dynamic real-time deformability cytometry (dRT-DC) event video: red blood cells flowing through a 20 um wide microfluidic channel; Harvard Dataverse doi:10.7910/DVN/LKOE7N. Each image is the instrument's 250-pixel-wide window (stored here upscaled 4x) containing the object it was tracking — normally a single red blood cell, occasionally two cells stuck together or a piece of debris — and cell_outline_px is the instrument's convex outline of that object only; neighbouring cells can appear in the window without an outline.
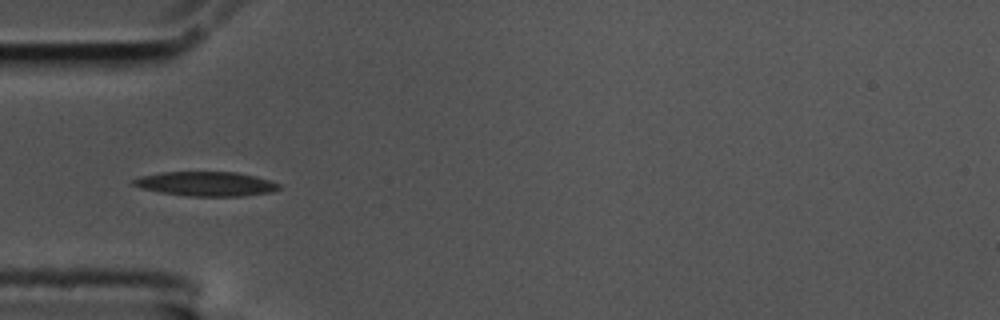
{"species": "common noctule bat (a hibernating species)", "species_latin": "Nyctalus noctula", "temperature_condition": "cold", "stored_images_in_passage": 5, "camera_frame_rate_fps": 3000, "um_per_image_px": 0.085, "animal": {"sex": "male", "body_mass_g": 17.5, "forearm_length_mm": 52.3}, "frame": {"image": 1, "passage_image": 2, "time_ms": 0.333, "image_size_px": [1000, 320], "cell_outline_px": [[280, 188], [272, 192], [244, 196], [188, 196], [160, 192], [140, 188], [132, 184], [132, 180], [140, 176], [160, 172], [236, 172], [256, 176], [280, 184]], "centroid_in_image_um": [17.5, 15.63], "position_along_channel_um": 67.5, "area_um2": 20.75}}
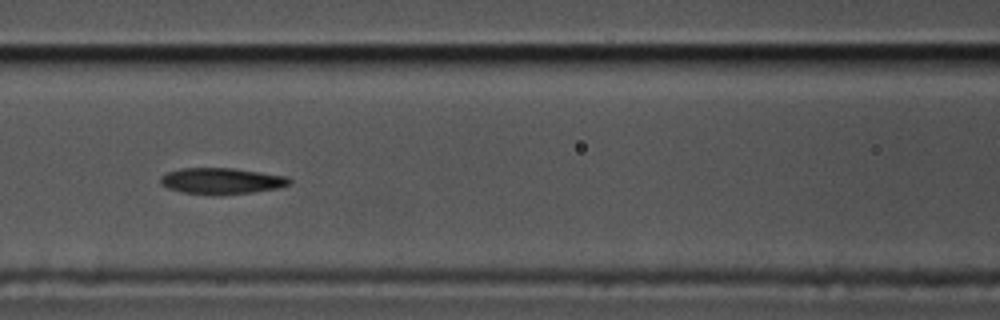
{"frame": {"image": 2, "passage_image": 4, "time_ms": 1.0, "image_size_px": [1000, 320], "cell_outline_px": [[292, 184], [280, 188], [252, 192], [216, 196], [184, 192], [168, 188], [160, 184], [160, 176], [168, 172], [180, 168], [232, 168], [288, 176], [292, 180]], "centroid_in_image_um": [18.86, 15.39], "position_along_channel_um": 147.7, "area_um2": 19.94}}
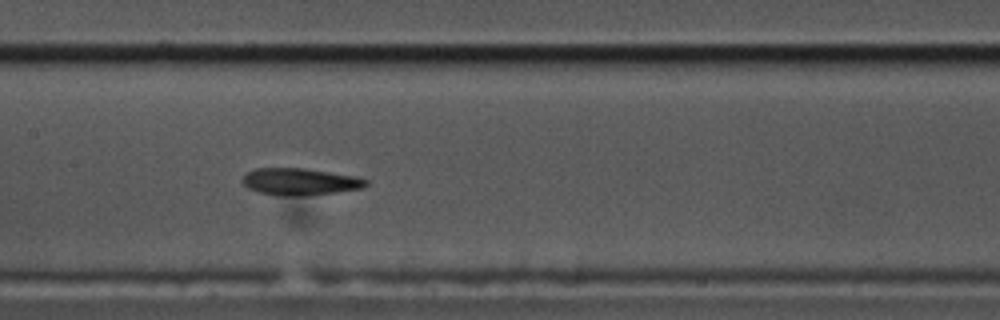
{"frame": {"image": 3, "passage_image": 5, "time_ms": 1.333, "image_size_px": [1000, 320], "cell_outline_px": [[368, 184], [364, 188], [304, 196], [276, 196], [260, 192], [248, 188], [240, 180], [248, 172], [256, 168], [308, 168], [356, 176], [368, 180]], "centroid_in_image_um": [25.51, 15.44], "position_along_channel_um": 181.9, "area_um2": 19.59}}